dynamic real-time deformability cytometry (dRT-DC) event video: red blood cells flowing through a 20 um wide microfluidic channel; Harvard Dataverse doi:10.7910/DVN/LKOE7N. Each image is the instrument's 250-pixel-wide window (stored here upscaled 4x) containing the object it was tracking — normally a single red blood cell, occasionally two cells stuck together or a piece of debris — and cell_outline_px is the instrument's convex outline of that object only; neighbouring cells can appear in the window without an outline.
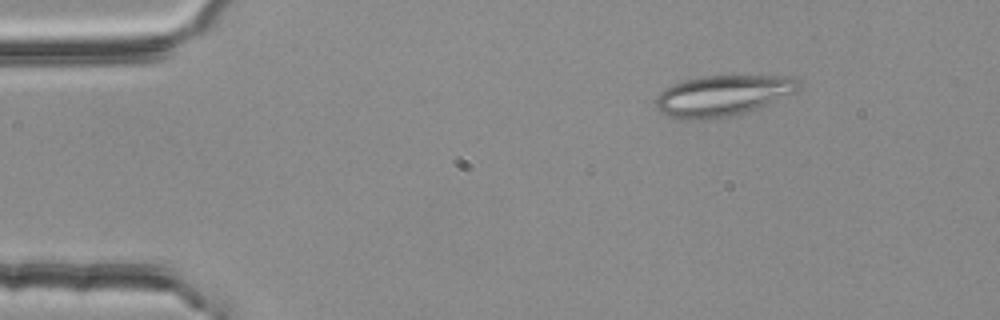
{"species": "common noctule bat (a hibernating species)", "species_latin": "Nyctalus noctula", "temperature_condition": "room temperature", "stored_images_in_passage": 4, "camera_frame_rate_fps": 3000, "um_per_image_px": 0.085, "animal": {"sex": "female", "body_mass_g": 25.1}, "frame": {"image": 1, "passage_image": 2, "time_ms": 0.333, "image_size_px": [1000, 320], "cell_outline_px": [[800, 84], [796, 92], [760, 108], [728, 116], [672, 116], [660, 112], [656, 108], [656, 96], [660, 92], [676, 84], [688, 80], [704, 76], [792, 76], [800, 80]], "centroid_in_image_um": [61.54, 8.07], "position_along_channel_um": 23.5, "area_um2": 32.6}}